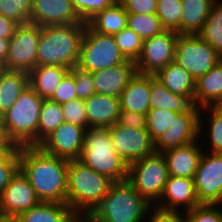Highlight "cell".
Masks as SVG:
<instances>
[{
	"label": "cell",
	"instance_id": "1",
	"mask_svg": "<svg viewBox=\"0 0 222 222\" xmlns=\"http://www.w3.org/2000/svg\"><path fill=\"white\" fill-rule=\"evenodd\" d=\"M19 160L41 202L67 204L68 159L47 154L39 146H22Z\"/></svg>",
	"mask_w": 222,
	"mask_h": 222
},
{
	"label": "cell",
	"instance_id": "2",
	"mask_svg": "<svg viewBox=\"0 0 222 222\" xmlns=\"http://www.w3.org/2000/svg\"><path fill=\"white\" fill-rule=\"evenodd\" d=\"M154 205L127 181L114 182L84 222H145Z\"/></svg>",
	"mask_w": 222,
	"mask_h": 222
},
{
	"label": "cell",
	"instance_id": "3",
	"mask_svg": "<svg viewBox=\"0 0 222 222\" xmlns=\"http://www.w3.org/2000/svg\"><path fill=\"white\" fill-rule=\"evenodd\" d=\"M87 23L41 27L36 66H77L80 47Z\"/></svg>",
	"mask_w": 222,
	"mask_h": 222
},
{
	"label": "cell",
	"instance_id": "4",
	"mask_svg": "<svg viewBox=\"0 0 222 222\" xmlns=\"http://www.w3.org/2000/svg\"><path fill=\"white\" fill-rule=\"evenodd\" d=\"M113 183L78 159L69 160L67 204L83 220L107 195Z\"/></svg>",
	"mask_w": 222,
	"mask_h": 222
},
{
	"label": "cell",
	"instance_id": "5",
	"mask_svg": "<svg viewBox=\"0 0 222 222\" xmlns=\"http://www.w3.org/2000/svg\"><path fill=\"white\" fill-rule=\"evenodd\" d=\"M44 99L30 86L11 108L0 117L1 133L17 147L38 146V123Z\"/></svg>",
	"mask_w": 222,
	"mask_h": 222
},
{
	"label": "cell",
	"instance_id": "6",
	"mask_svg": "<svg viewBox=\"0 0 222 222\" xmlns=\"http://www.w3.org/2000/svg\"><path fill=\"white\" fill-rule=\"evenodd\" d=\"M78 160L114 182L127 180L128 164L115 151L108 128L85 130L84 147Z\"/></svg>",
	"mask_w": 222,
	"mask_h": 222
},
{
	"label": "cell",
	"instance_id": "7",
	"mask_svg": "<svg viewBox=\"0 0 222 222\" xmlns=\"http://www.w3.org/2000/svg\"><path fill=\"white\" fill-rule=\"evenodd\" d=\"M168 177L166 160L160 152H153L128 165L127 181L153 205L161 198Z\"/></svg>",
	"mask_w": 222,
	"mask_h": 222
},
{
	"label": "cell",
	"instance_id": "8",
	"mask_svg": "<svg viewBox=\"0 0 222 222\" xmlns=\"http://www.w3.org/2000/svg\"><path fill=\"white\" fill-rule=\"evenodd\" d=\"M125 61L113 35L98 33L86 25L76 67L92 73L117 66Z\"/></svg>",
	"mask_w": 222,
	"mask_h": 222
},
{
	"label": "cell",
	"instance_id": "9",
	"mask_svg": "<svg viewBox=\"0 0 222 222\" xmlns=\"http://www.w3.org/2000/svg\"><path fill=\"white\" fill-rule=\"evenodd\" d=\"M220 60L222 56L197 34H178L174 63L189 72L195 82Z\"/></svg>",
	"mask_w": 222,
	"mask_h": 222
},
{
	"label": "cell",
	"instance_id": "10",
	"mask_svg": "<svg viewBox=\"0 0 222 222\" xmlns=\"http://www.w3.org/2000/svg\"><path fill=\"white\" fill-rule=\"evenodd\" d=\"M41 37V26L33 23L18 25L9 39L6 70L29 73L36 67L38 43Z\"/></svg>",
	"mask_w": 222,
	"mask_h": 222
},
{
	"label": "cell",
	"instance_id": "11",
	"mask_svg": "<svg viewBox=\"0 0 222 222\" xmlns=\"http://www.w3.org/2000/svg\"><path fill=\"white\" fill-rule=\"evenodd\" d=\"M178 33L164 30L143 40L141 54L135 62L137 73L155 75L160 69L174 62Z\"/></svg>",
	"mask_w": 222,
	"mask_h": 222
},
{
	"label": "cell",
	"instance_id": "12",
	"mask_svg": "<svg viewBox=\"0 0 222 222\" xmlns=\"http://www.w3.org/2000/svg\"><path fill=\"white\" fill-rule=\"evenodd\" d=\"M196 194L201 204L222 202V154L203 151L194 176Z\"/></svg>",
	"mask_w": 222,
	"mask_h": 222
},
{
	"label": "cell",
	"instance_id": "13",
	"mask_svg": "<svg viewBox=\"0 0 222 222\" xmlns=\"http://www.w3.org/2000/svg\"><path fill=\"white\" fill-rule=\"evenodd\" d=\"M40 202L28 178L19 170L0 193V217L2 221L12 222Z\"/></svg>",
	"mask_w": 222,
	"mask_h": 222
},
{
	"label": "cell",
	"instance_id": "14",
	"mask_svg": "<svg viewBox=\"0 0 222 222\" xmlns=\"http://www.w3.org/2000/svg\"><path fill=\"white\" fill-rule=\"evenodd\" d=\"M115 151L130 165L155 152L147 129H133L117 123L108 128Z\"/></svg>",
	"mask_w": 222,
	"mask_h": 222
},
{
	"label": "cell",
	"instance_id": "15",
	"mask_svg": "<svg viewBox=\"0 0 222 222\" xmlns=\"http://www.w3.org/2000/svg\"><path fill=\"white\" fill-rule=\"evenodd\" d=\"M85 130L84 127L65 121L39 147L53 156L79 159L84 147Z\"/></svg>",
	"mask_w": 222,
	"mask_h": 222
},
{
	"label": "cell",
	"instance_id": "16",
	"mask_svg": "<svg viewBox=\"0 0 222 222\" xmlns=\"http://www.w3.org/2000/svg\"><path fill=\"white\" fill-rule=\"evenodd\" d=\"M199 205L201 203L197 198L194 179L169 175L162 196L154 206L163 210L187 212Z\"/></svg>",
	"mask_w": 222,
	"mask_h": 222
},
{
	"label": "cell",
	"instance_id": "17",
	"mask_svg": "<svg viewBox=\"0 0 222 222\" xmlns=\"http://www.w3.org/2000/svg\"><path fill=\"white\" fill-rule=\"evenodd\" d=\"M29 23L44 27L85 22L75 12L71 0H32Z\"/></svg>",
	"mask_w": 222,
	"mask_h": 222
},
{
	"label": "cell",
	"instance_id": "18",
	"mask_svg": "<svg viewBox=\"0 0 222 222\" xmlns=\"http://www.w3.org/2000/svg\"><path fill=\"white\" fill-rule=\"evenodd\" d=\"M199 115L176 113L173 124L155 142V152L186 145L199 139Z\"/></svg>",
	"mask_w": 222,
	"mask_h": 222
},
{
	"label": "cell",
	"instance_id": "19",
	"mask_svg": "<svg viewBox=\"0 0 222 222\" xmlns=\"http://www.w3.org/2000/svg\"><path fill=\"white\" fill-rule=\"evenodd\" d=\"M136 73L135 62L129 60L108 69L94 71L92 77L95 92L119 98Z\"/></svg>",
	"mask_w": 222,
	"mask_h": 222
},
{
	"label": "cell",
	"instance_id": "20",
	"mask_svg": "<svg viewBox=\"0 0 222 222\" xmlns=\"http://www.w3.org/2000/svg\"><path fill=\"white\" fill-rule=\"evenodd\" d=\"M162 154L165 157L170 176L193 179L203 154V148L200 139H197L186 145L169 149Z\"/></svg>",
	"mask_w": 222,
	"mask_h": 222
},
{
	"label": "cell",
	"instance_id": "21",
	"mask_svg": "<svg viewBox=\"0 0 222 222\" xmlns=\"http://www.w3.org/2000/svg\"><path fill=\"white\" fill-rule=\"evenodd\" d=\"M150 109H166L182 114H200L195 95H179L169 91L151 75Z\"/></svg>",
	"mask_w": 222,
	"mask_h": 222
},
{
	"label": "cell",
	"instance_id": "22",
	"mask_svg": "<svg viewBox=\"0 0 222 222\" xmlns=\"http://www.w3.org/2000/svg\"><path fill=\"white\" fill-rule=\"evenodd\" d=\"M87 128H109L117 123L120 100L109 95L93 94L84 100Z\"/></svg>",
	"mask_w": 222,
	"mask_h": 222
},
{
	"label": "cell",
	"instance_id": "23",
	"mask_svg": "<svg viewBox=\"0 0 222 222\" xmlns=\"http://www.w3.org/2000/svg\"><path fill=\"white\" fill-rule=\"evenodd\" d=\"M151 75L136 73L122 91L120 109L146 115L150 110Z\"/></svg>",
	"mask_w": 222,
	"mask_h": 222
},
{
	"label": "cell",
	"instance_id": "24",
	"mask_svg": "<svg viewBox=\"0 0 222 222\" xmlns=\"http://www.w3.org/2000/svg\"><path fill=\"white\" fill-rule=\"evenodd\" d=\"M82 219L68 204L40 202L20 214L12 222H81Z\"/></svg>",
	"mask_w": 222,
	"mask_h": 222
},
{
	"label": "cell",
	"instance_id": "25",
	"mask_svg": "<svg viewBox=\"0 0 222 222\" xmlns=\"http://www.w3.org/2000/svg\"><path fill=\"white\" fill-rule=\"evenodd\" d=\"M69 71L57 65L36 66L29 72V86L44 100H49Z\"/></svg>",
	"mask_w": 222,
	"mask_h": 222
},
{
	"label": "cell",
	"instance_id": "26",
	"mask_svg": "<svg viewBox=\"0 0 222 222\" xmlns=\"http://www.w3.org/2000/svg\"><path fill=\"white\" fill-rule=\"evenodd\" d=\"M208 112V113H207ZM207 115V116H206ZM206 117V118H205ZM203 118L205 120H203ZM207 120V121H206ZM206 121V122H205ZM208 122V124H207ZM204 123H206V134L203 133L205 131ZM207 136L209 138L199 137L200 143L203 144V151H207L210 153H221L222 154V106H206L200 109L199 115V136ZM205 138L207 140H205ZM203 140V142L201 141ZM209 144V148H205L207 146L206 142ZM208 149V150H206Z\"/></svg>",
	"mask_w": 222,
	"mask_h": 222
},
{
	"label": "cell",
	"instance_id": "27",
	"mask_svg": "<svg viewBox=\"0 0 222 222\" xmlns=\"http://www.w3.org/2000/svg\"><path fill=\"white\" fill-rule=\"evenodd\" d=\"M195 97L201 108L222 106V60L195 82Z\"/></svg>",
	"mask_w": 222,
	"mask_h": 222
},
{
	"label": "cell",
	"instance_id": "28",
	"mask_svg": "<svg viewBox=\"0 0 222 222\" xmlns=\"http://www.w3.org/2000/svg\"><path fill=\"white\" fill-rule=\"evenodd\" d=\"M29 86V73L6 70L0 74V117L16 102L20 94Z\"/></svg>",
	"mask_w": 222,
	"mask_h": 222
},
{
	"label": "cell",
	"instance_id": "29",
	"mask_svg": "<svg viewBox=\"0 0 222 222\" xmlns=\"http://www.w3.org/2000/svg\"><path fill=\"white\" fill-rule=\"evenodd\" d=\"M216 0H181L180 34H198Z\"/></svg>",
	"mask_w": 222,
	"mask_h": 222
},
{
	"label": "cell",
	"instance_id": "30",
	"mask_svg": "<svg viewBox=\"0 0 222 222\" xmlns=\"http://www.w3.org/2000/svg\"><path fill=\"white\" fill-rule=\"evenodd\" d=\"M127 16L123 4L117 0L110 7L98 12L87 24L98 33L115 35L127 27Z\"/></svg>",
	"mask_w": 222,
	"mask_h": 222
},
{
	"label": "cell",
	"instance_id": "31",
	"mask_svg": "<svg viewBox=\"0 0 222 222\" xmlns=\"http://www.w3.org/2000/svg\"><path fill=\"white\" fill-rule=\"evenodd\" d=\"M154 76L172 93L195 95V80L189 72L174 62L160 69Z\"/></svg>",
	"mask_w": 222,
	"mask_h": 222
},
{
	"label": "cell",
	"instance_id": "32",
	"mask_svg": "<svg viewBox=\"0 0 222 222\" xmlns=\"http://www.w3.org/2000/svg\"><path fill=\"white\" fill-rule=\"evenodd\" d=\"M222 56V0H216L201 31L197 34Z\"/></svg>",
	"mask_w": 222,
	"mask_h": 222
},
{
	"label": "cell",
	"instance_id": "33",
	"mask_svg": "<svg viewBox=\"0 0 222 222\" xmlns=\"http://www.w3.org/2000/svg\"><path fill=\"white\" fill-rule=\"evenodd\" d=\"M63 122H65V118L61 104L44 100L38 123V146Z\"/></svg>",
	"mask_w": 222,
	"mask_h": 222
},
{
	"label": "cell",
	"instance_id": "34",
	"mask_svg": "<svg viewBox=\"0 0 222 222\" xmlns=\"http://www.w3.org/2000/svg\"><path fill=\"white\" fill-rule=\"evenodd\" d=\"M127 27L133 30L143 40L160 34L165 29L162 27L159 17L153 14L128 13Z\"/></svg>",
	"mask_w": 222,
	"mask_h": 222
},
{
	"label": "cell",
	"instance_id": "35",
	"mask_svg": "<svg viewBox=\"0 0 222 222\" xmlns=\"http://www.w3.org/2000/svg\"><path fill=\"white\" fill-rule=\"evenodd\" d=\"M181 0H158L156 15L165 30H173L180 34V18L182 14Z\"/></svg>",
	"mask_w": 222,
	"mask_h": 222
},
{
	"label": "cell",
	"instance_id": "36",
	"mask_svg": "<svg viewBox=\"0 0 222 222\" xmlns=\"http://www.w3.org/2000/svg\"><path fill=\"white\" fill-rule=\"evenodd\" d=\"M113 37L124 58L136 62L142 51L143 39L128 27Z\"/></svg>",
	"mask_w": 222,
	"mask_h": 222
},
{
	"label": "cell",
	"instance_id": "37",
	"mask_svg": "<svg viewBox=\"0 0 222 222\" xmlns=\"http://www.w3.org/2000/svg\"><path fill=\"white\" fill-rule=\"evenodd\" d=\"M32 0H0V14L18 25L29 23Z\"/></svg>",
	"mask_w": 222,
	"mask_h": 222
},
{
	"label": "cell",
	"instance_id": "38",
	"mask_svg": "<svg viewBox=\"0 0 222 222\" xmlns=\"http://www.w3.org/2000/svg\"><path fill=\"white\" fill-rule=\"evenodd\" d=\"M147 115V131L155 142L173 124L176 112L166 109H150Z\"/></svg>",
	"mask_w": 222,
	"mask_h": 222
},
{
	"label": "cell",
	"instance_id": "39",
	"mask_svg": "<svg viewBox=\"0 0 222 222\" xmlns=\"http://www.w3.org/2000/svg\"><path fill=\"white\" fill-rule=\"evenodd\" d=\"M117 0H71L73 8L82 22L87 23L98 12L110 7Z\"/></svg>",
	"mask_w": 222,
	"mask_h": 222
},
{
	"label": "cell",
	"instance_id": "40",
	"mask_svg": "<svg viewBox=\"0 0 222 222\" xmlns=\"http://www.w3.org/2000/svg\"><path fill=\"white\" fill-rule=\"evenodd\" d=\"M186 222H222L220 204H201L186 212Z\"/></svg>",
	"mask_w": 222,
	"mask_h": 222
},
{
	"label": "cell",
	"instance_id": "41",
	"mask_svg": "<svg viewBox=\"0 0 222 222\" xmlns=\"http://www.w3.org/2000/svg\"><path fill=\"white\" fill-rule=\"evenodd\" d=\"M19 170V147H16L3 161H0V193Z\"/></svg>",
	"mask_w": 222,
	"mask_h": 222
},
{
	"label": "cell",
	"instance_id": "42",
	"mask_svg": "<svg viewBox=\"0 0 222 222\" xmlns=\"http://www.w3.org/2000/svg\"><path fill=\"white\" fill-rule=\"evenodd\" d=\"M66 122L79 125L87 129L86 108L83 99H74L73 101L61 104Z\"/></svg>",
	"mask_w": 222,
	"mask_h": 222
},
{
	"label": "cell",
	"instance_id": "43",
	"mask_svg": "<svg viewBox=\"0 0 222 222\" xmlns=\"http://www.w3.org/2000/svg\"><path fill=\"white\" fill-rule=\"evenodd\" d=\"M70 72L75 77V86L78 99L85 100L96 93L92 73L83 71L78 67L72 68Z\"/></svg>",
	"mask_w": 222,
	"mask_h": 222
},
{
	"label": "cell",
	"instance_id": "44",
	"mask_svg": "<svg viewBox=\"0 0 222 222\" xmlns=\"http://www.w3.org/2000/svg\"><path fill=\"white\" fill-rule=\"evenodd\" d=\"M74 99H77L75 77L69 71L49 100L59 104H64L73 101Z\"/></svg>",
	"mask_w": 222,
	"mask_h": 222
},
{
	"label": "cell",
	"instance_id": "45",
	"mask_svg": "<svg viewBox=\"0 0 222 222\" xmlns=\"http://www.w3.org/2000/svg\"><path fill=\"white\" fill-rule=\"evenodd\" d=\"M127 13L153 14L157 11L158 0H119Z\"/></svg>",
	"mask_w": 222,
	"mask_h": 222
},
{
	"label": "cell",
	"instance_id": "46",
	"mask_svg": "<svg viewBox=\"0 0 222 222\" xmlns=\"http://www.w3.org/2000/svg\"><path fill=\"white\" fill-rule=\"evenodd\" d=\"M148 218L147 222H186V212L163 210L154 206Z\"/></svg>",
	"mask_w": 222,
	"mask_h": 222
},
{
	"label": "cell",
	"instance_id": "47",
	"mask_svg": "<svg viewBox=\"0 0 222 222\" xmlns=\"http://www.w3.org/2000/svg\"><path fill=\"white\" fill-rule=\"evenodd\" d=\"M117 124L133 129H147V115L120 110Z\"/></svg>",
	"mask_w": 222,
	"mask_h": 222
},
{
	"label": "cell",
	"instance_id": "48",
	"mask_svg": "<svg viewBox=\"0 0 222 222\" xmlns=\"http://www.w3.org/2000/svg\"><path fill=\"white\" fill-rule=\"evenodd\" d=\"M18 24L0 14V37L10 39Z\"/></svg>",
	"mask_w": 222,
	"mask_h": 222
},
{
	"label": "cell",
	"instance_id": "49",
	"mask_svg": "<svg viewBox=\"0 0 222 222\" xmlns=\"http://www.w3.org/2000/svg\"><path fill=\"white\" fill-rule=\"evenodd\" d=\"M17 146L5 135L0 136V161H3Z\"/></svg>",
	"mask_w": 222,
	"mask_h": 222
},
{
	"label": "cell",
	"instance_id": "50",
	"mask_svg": "<svg viewBox=\"0 0 222 222\" xmlns=\"http://www.w3.org/2000/svg\"><path fill=\"white\" fill-rule=\"evenodd\" d=\"M9 49V39L0 37V63L3 65L6 63V58Z\"/></svg>",
	"mask_w": 222,
	"mask_h": 222
},
{
	"label": "cell",
	"instance_id": "51",
	"mask_svg": "<svg viewBox=\"0 0 222 222\" xmlns=\"http://www.w3.org/2000/svg\"><path fill=\"white\" fill-rule=\"evenodd\" d=\"M4 70V66H3V64L2 63H0V74H1V72Z\"/></svg>",
	"mask_w": 222,
	"mask_h": 222
}]
</instances>
